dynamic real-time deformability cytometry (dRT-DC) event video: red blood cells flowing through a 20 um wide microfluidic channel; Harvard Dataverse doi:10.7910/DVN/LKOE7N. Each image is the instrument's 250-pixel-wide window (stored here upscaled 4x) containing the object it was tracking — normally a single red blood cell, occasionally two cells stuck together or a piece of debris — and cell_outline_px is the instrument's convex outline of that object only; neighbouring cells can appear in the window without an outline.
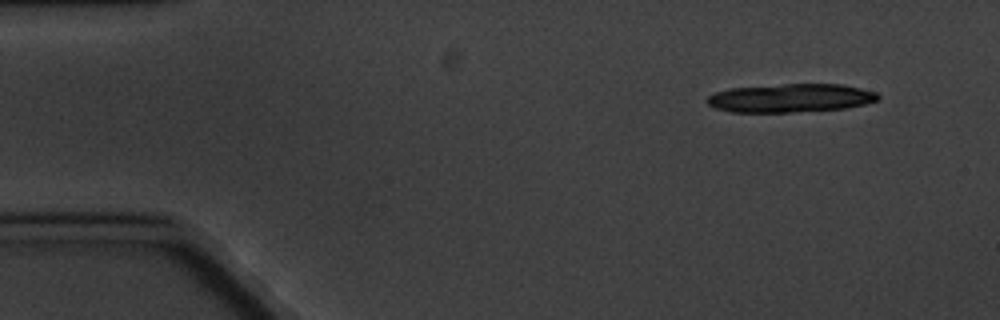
{"species": "common noctule bat (a hibernating species)", "species_latin": "Nyctalus noctula", "temperature_condition": "cold", "stored_images_in_passage": 7, "camera_frame_rate_fps": 3000, "um_per_image_px": 0.085, "animal": {"sex": "male", "body_mass_g": 20.1, "forearm_length_mm": 53.5}, "frame": {"image": 1, "passage_image": 1, "time_ms": 0.0, "image_size_px": [1000, 320], "cell_outline_px": [[880, 96], [876, 100], [864, 104], [844, 108], [792, 112], [732, 112], [716, 108], [708, 104], [708, 96], [716, 92], [728, 88], [784, 84], [840, 84], [860, 88], [876, 92]], "centroid_in_image_um": [67.18, 8.33], "position_along_channel_um": 17.8, "area_um2": 28.15}}